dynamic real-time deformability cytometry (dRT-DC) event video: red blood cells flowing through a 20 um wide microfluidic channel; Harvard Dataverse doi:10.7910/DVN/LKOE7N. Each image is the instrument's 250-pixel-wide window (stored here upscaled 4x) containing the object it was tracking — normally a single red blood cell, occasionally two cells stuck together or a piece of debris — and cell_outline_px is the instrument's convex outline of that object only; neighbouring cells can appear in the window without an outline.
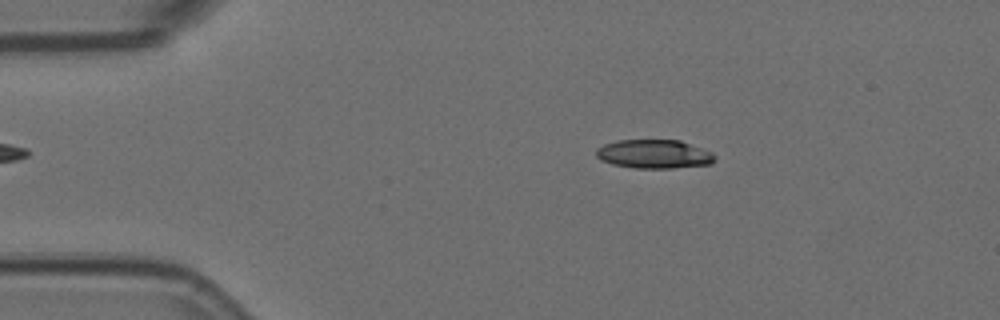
{"species": "Egyptian fruit bat (a non-hibernating species)", "species_latin": "Rousettus aegyptiacus", "temperature_condition": "room temperature", "stored_images_in_passage": 56, "camera_frame_rate_fps": 3000, "um_per_image_px": 0.085, "animal": {"sex": "female"}, "frame": {"image": 1, "passage_image": 10, "time_ms": 3.0, "image_size_px": [1000, 320], "cell_outline_px": [[716, 160], [712, 164], [672, 168], [636, 168], [612, 164], [600, 160], [596, 156], [596, 148], [604, 144], [616, 140], [680, 140], [712, 152], [716, 156]], "centroid_in_image_um": [55.6, 13.09], "position_along_channel_um": 29.4, "area_um2": 20.06}}
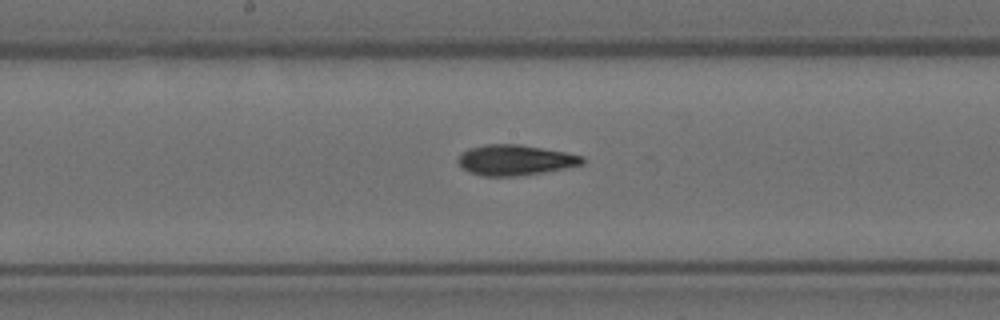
{"frame": {"image": 2, "passage_image": 29, "time_ms": 9.333, "image_size_px": [1000, 320], "cell_outline_px": [[584, 164], [544, 172], [516, 176], [484, 176], [468, 172], [456, 160], [460, 152], [468, 148], [484, 144], [520, 144], [564, 152], [580, 156], [584, 160]], "centroid_in_image_um": [43.72, 13.6], "position_along_channel_um": 204.5, "area_um2": 22.02}}
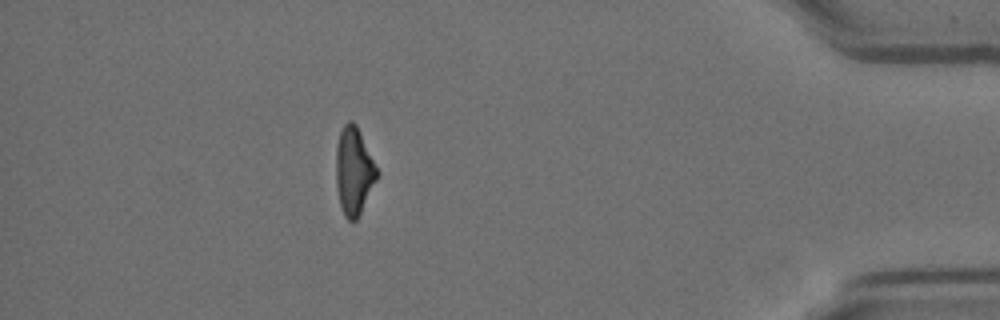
{"frame": {"image": 3, "passage_image": 50, "time_ms": 16.333, "image_size_px": [1000, 320], "cell_outline_px": [[380, 172], [356, 220], [348, 220], [344, 216], [340, 204], [336, 188], [336, 144], [340, 132], [344, 124], [348, 120], [352, 120], [356, 124]], "centroid_in_image_um": [30.07, 14.5], "position_along_channel_um": 405.1, "area_um2": 20.87}, "authors_computed_cell_mechanics": {"area_um2": 21.097, "velocity_mm_per_s": 3.5884, "shape_relaxation_time_tau1_ms": 7.5105, "shape_relaxation_time_tau2_ms": 3.369, "deformation_change_tau1": 0.2186, "deformation_change_tau2": 0.1272}}